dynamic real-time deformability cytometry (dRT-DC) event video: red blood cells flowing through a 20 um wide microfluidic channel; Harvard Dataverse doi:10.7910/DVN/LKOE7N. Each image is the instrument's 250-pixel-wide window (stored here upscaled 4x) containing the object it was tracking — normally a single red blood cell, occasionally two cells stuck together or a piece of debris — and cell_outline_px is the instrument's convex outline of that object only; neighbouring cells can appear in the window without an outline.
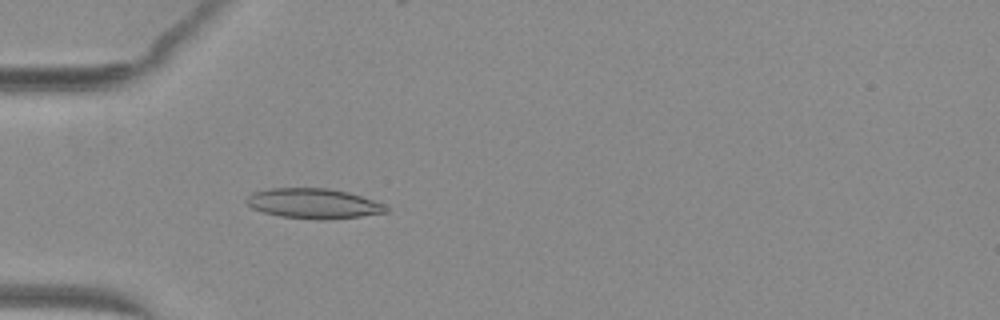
{"species": "common noctule bat (a hibernating species)", "species_latin": "Nyctalus noctula", "temperature_condition": "warm", "stored_images_in_passage": 50, "camera_frame_rate_fps": 3000, "um_per_image_px": 0.085, "animal": {"sex": "female", "body_mass_g": 29.2, "forearm_length_mm": 56.3}, "frame": {"image": 1, "passage_image": 15, "time_ms": 4.667, "image_size_px": [1000, 320], "cell_outline_px": [[388, 212], [360, 216], [324, 220], [316, 220], [280, 216], [264, 212], [252, 208], [244, 200], [252, 192], [268, 188], [328, 188], [348, 192], [388, 204]], "centroid_in_image_um": [26.67, 17.29], "position_along_channel_um": 58.3, "area_um2": 24.68}}
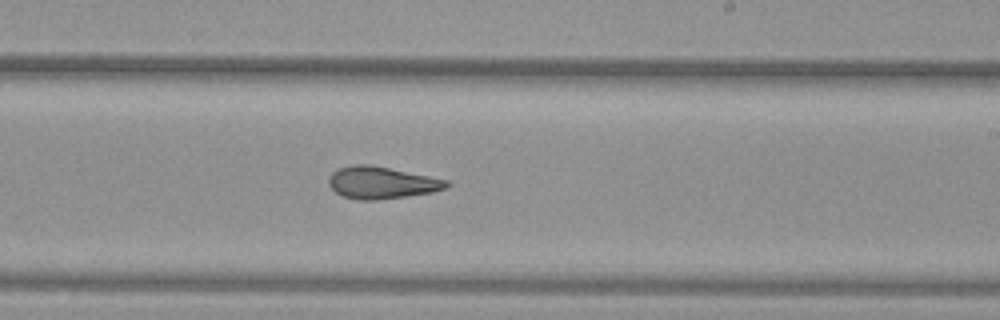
{"frame": {"image": 2, "passage_image": 30, "time_ms": 9.667, "image_size_px": [1000, 320], "cell_outline_px": [[452, 184], [444, 188], [432, 192], [376, 200], [360, 200], [340, 196], [328, 184], [328, 176], [336, 168], [356, 164], [368, 164], [448, 180]], "centroid_in_image_um": [32.37, 15.52], "position_along_channel_um": 256.6, "area_um2": 21.91}}
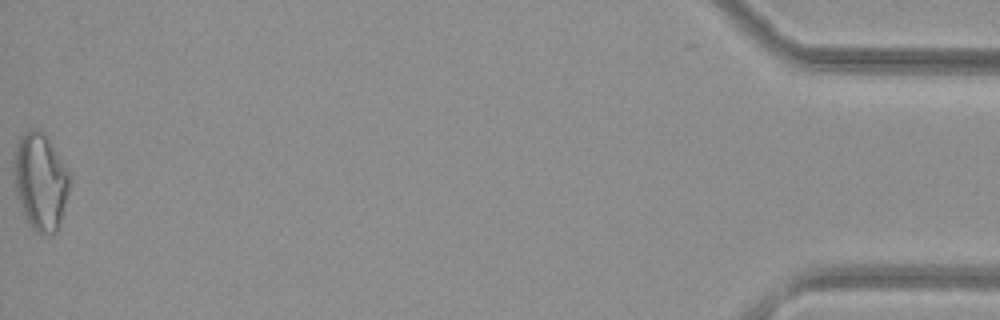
{"frame": {"image": 3, "passage_image": 50, "time_ms": 16.333, "image_size_px": [1000, 320], "cell_outline_px": [[68, 192], [60, 228], [56, 232], [36, 232], [28, 224], [24, 216], [16, 196], [16, 144], [20, 136], [32, 128], [36, 128], [52, 144], [68, 172]], "centroid_in_image_um": [3.45, 15.48], "position_along_channel_um": 431.8, "area_um2": 30.58}, "authors_computed_cell_mechanics": {"area_um2": 23.4379, "velocity_mm_per_s": 4.0965, "shape_relaxation_time_tau1_ms": null, "shape_relaxation_time_tau2_ms": 2.6756, "deformation_change_tau1": null, "deformation_change_tau2": 0.1077}}